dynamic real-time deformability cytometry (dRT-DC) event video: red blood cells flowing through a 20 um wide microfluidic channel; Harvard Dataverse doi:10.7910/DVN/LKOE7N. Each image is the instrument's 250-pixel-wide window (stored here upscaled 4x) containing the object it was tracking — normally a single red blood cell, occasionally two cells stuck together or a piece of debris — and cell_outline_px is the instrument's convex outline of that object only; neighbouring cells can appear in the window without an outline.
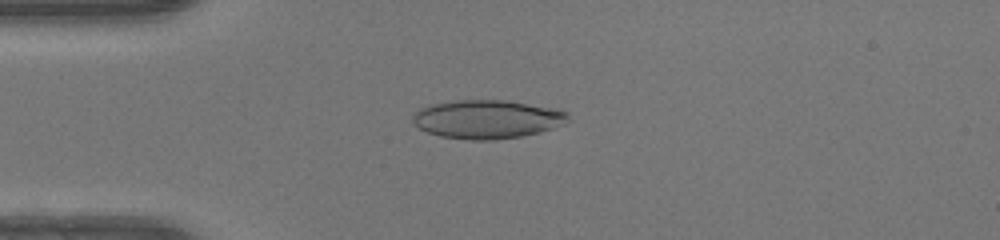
{"species": "human", "species_latin": "Homo sapiens", "temperature_condition": "warm", "stored_images_in_passage": 48, "camera_frame_rate_fps": 3000, "um_per_image_px": 0.085, "donor": {"sex": "female"}, "frame": {"image": 1, "passage_image": 12, "time_ms": 3.667, "image_size_px": [1000, 240], "cell_outline_px": [[572, 120], [564, 124], [540, 132], [520, 136], [492, 140], [472, 140], [440, 136], [428, 132], [420, 128], [412, 120], [412, 116], [420, 108], [432, 104], [456, 100], [504, 100], [560, 108], [568, 112]], "centroid_in_image_um": [41.48, 10.12], "position_along_channel_um": 43.5, "area_um2": 35.14}}
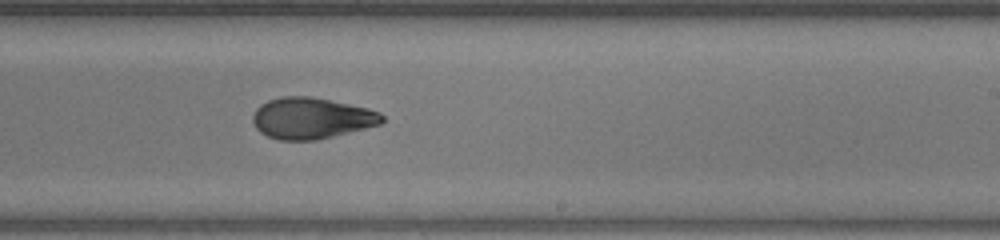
{"frame": {"image": 2, "passage_image": 29, "time_ms": 9.333, "image_size_px": [1000, 240], "cell_outline_px": [[384, 120], [380, 124], [316, 140], [280, 140], [268, 136], [260, 132], [256, 128], [252, 120], [252, 116], [256, 108], [260, 104], [268, 100], [280, 96], [308, 96], [368, 108], [380, 112], [384, 116]], "centroid_in_image_um": [26.44, 10.04], "position_along_channel_um": 262.6, "area_um2": 30.87}}
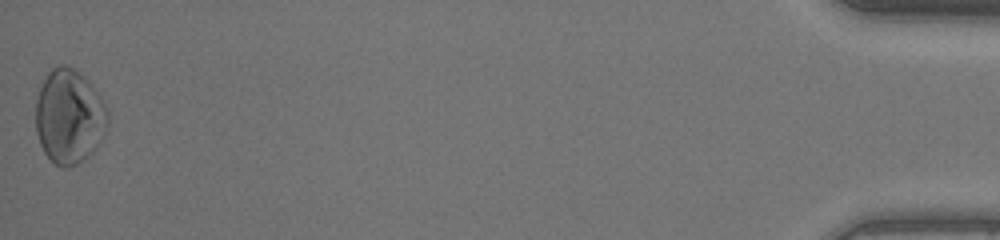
{"frame": {"image": 3, "passage_image": 48, "time_ms": 15.667, "image_size_px": [1000, 240], "cell_outline_px": [[108, 124], [104, 132], [92, 152], [84, 160], [68, 168], [60, 168], [44, 152], [40, 144], [36, 132], [36, 100], [40, 88], [48, 72], [52, 68], [60, 64], [64, 64], [72, 68], [84, 76], [88, 80], [100, 96], [108, 108]], "centroid_in_image_um": [5.88, 9.9], "position_along_channel_um": 429.3, "area_um2": 39.59}, "authors_computed_cell_mechanics": {"area_um2": 32.3391, "velocity_mm_per_s": 4.2543, "shape_relaxation_time_tau1_ms": null, "shape_relaxation_time_tau2_ms": 1.0407, "deformation_change_tau1": null, "deformation_change_tau2": 0.0568}}